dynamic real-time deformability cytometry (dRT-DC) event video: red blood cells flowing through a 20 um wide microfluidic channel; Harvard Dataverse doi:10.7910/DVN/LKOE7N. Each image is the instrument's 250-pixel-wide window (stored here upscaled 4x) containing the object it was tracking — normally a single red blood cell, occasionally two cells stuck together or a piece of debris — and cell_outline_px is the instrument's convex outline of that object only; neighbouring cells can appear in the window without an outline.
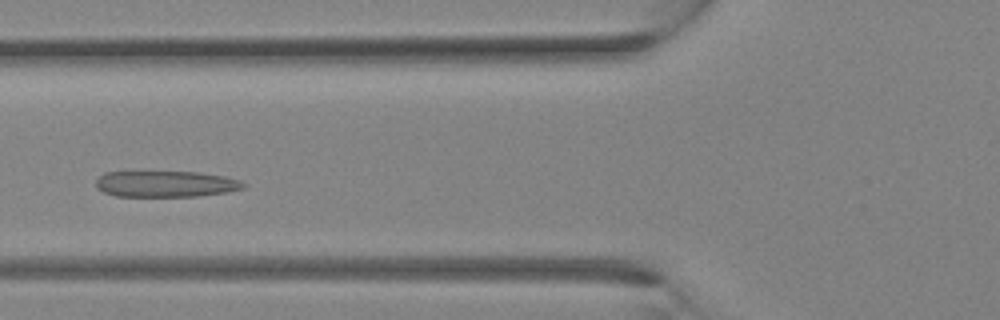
{"species": "Egyptian fruit bat (a non-hibernating species)", "species_latin": "Rousettus aegyptiacus", "temperature_condition": "room temperature", "stored_images_in_passage": 30, "camera_frame_rate_fps": 3000, "um_per_image_px": 0.085, "animal": {"sex": "female"}, "frame": {"image": 1, "passage_image": 10, "time_ms": 3.0, "image_size_px": [1000, 320], "cell_outline_px": [[248, 184], [244, 188], [228, 192], [196, 196], [116, 196], [104, 192], [96, 188], [96, 180], [104, 172], [196, 172], [224, 176], [240, 180]], "centroid_in_image_um": [14.11, 15.63], "position_along_channel_um": 111.7, "area_um2": 22.48}}
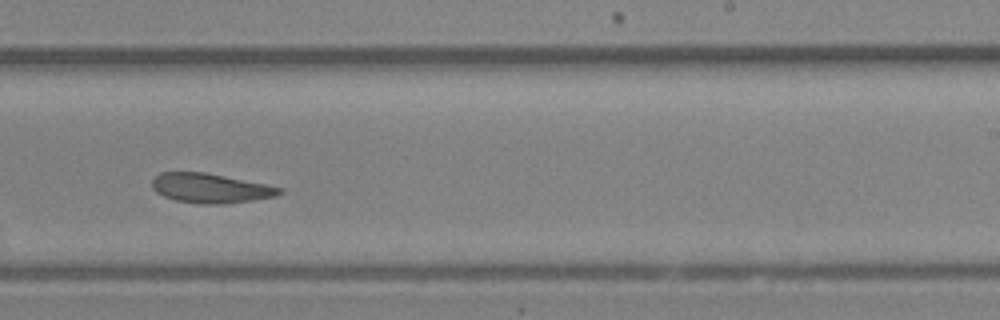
{"frame": {"image": 2, "passage_image": 18, "time_ms": 5.667, "image_size_px": [1000, 320], "cell_outline_px": [[284, 188], [276, 196], [252, 200], [224, 204], [200, 204], [176, 200], [164, 196], [156, 192], [152, 188], [152, 180], [160, 172], [204, 172], [268, 184]], "centroid_in_image_um": [17.89, 15.99], "position_along_channel_um": 271.1, "area_um2": 21.91}}
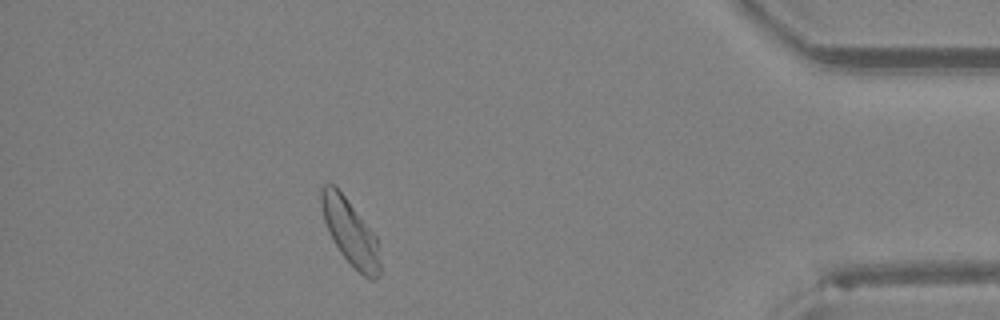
{"frame": {"image": 3, "passage_image": 27, "time_ms": 8.667, "image_size_px": [1000, 320], "cell_outline_px": [[380, 276], [376, 280], [368, 280], [340, 252], [328, 232], [324, 220], [320, 204], [320, 188], [324, 184], [336, 184], [376, 236], [380, 260]], "centroid_in_image_um": [29.76, 19.7], "position_along_channel_um": 405.4, "area_um2": 22.48}}